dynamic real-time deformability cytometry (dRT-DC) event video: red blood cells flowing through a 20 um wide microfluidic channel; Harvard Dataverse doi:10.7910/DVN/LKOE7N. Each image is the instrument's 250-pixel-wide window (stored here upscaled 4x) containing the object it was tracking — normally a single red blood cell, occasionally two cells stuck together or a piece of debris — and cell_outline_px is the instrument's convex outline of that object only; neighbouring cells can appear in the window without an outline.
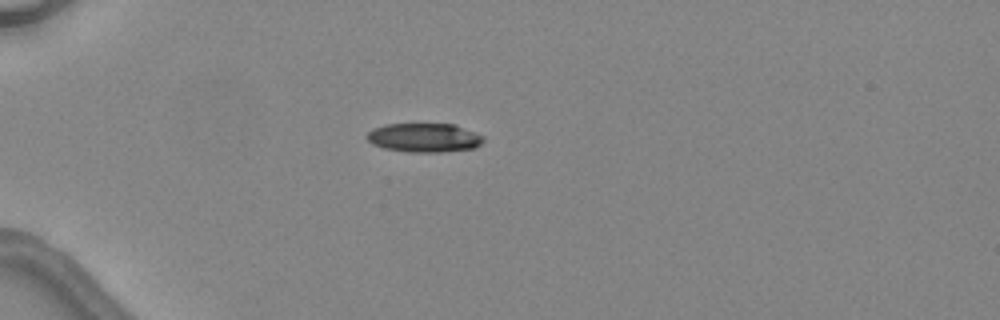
{"species": "common noctule bat (a hibernating species)", "species_latin": "Nyctalus noctula", "temperature_condition": "warm", "stored_images_in_passage": 2, "camera_frame_rate_fps": 3000, "um_per_image_px": 0.085, "animal": {"sex": "female", "body_mass_g": 24.6, "forearm_length_mm": 56.2}, "frame": {"image": 1, "passage_image": 1, "time_ms": 0.0, "image_size_px": [1000, 320], "cell_outline_px": [[484, 140], [476, 148], [444, 152], [408, 152], [384, 148], [372, 144], [364, 136], [372, 128], [384, 124], [452, 124], [476, 132], [484, 136]], "centroid_in_image_um": [36.04, 11.7], "position_along_channel_um": 49.0, "area_um2": 19.88}}